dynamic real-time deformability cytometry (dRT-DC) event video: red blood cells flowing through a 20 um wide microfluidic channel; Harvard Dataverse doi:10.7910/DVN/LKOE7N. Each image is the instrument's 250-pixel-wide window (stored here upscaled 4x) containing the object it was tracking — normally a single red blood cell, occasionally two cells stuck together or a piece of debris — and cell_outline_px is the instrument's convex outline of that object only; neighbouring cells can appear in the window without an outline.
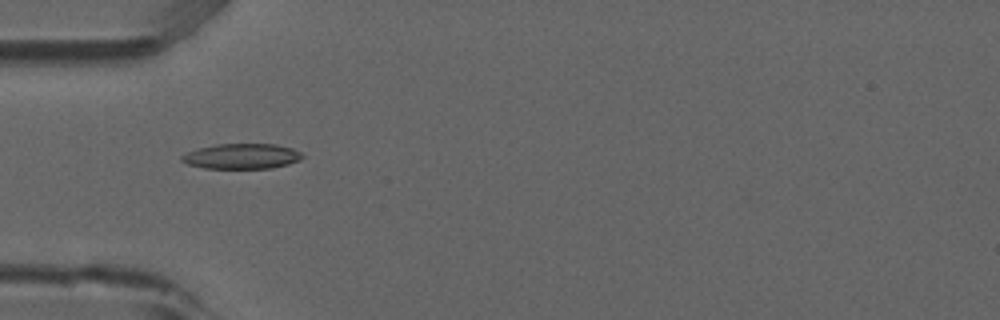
{"species": "common noctule bat (a hibernating species)", "species_latin": "Nyctalus noctula", "temperature_condition": "room temperature", "stored_images_in_passage": 8, "camera_frame_rate_fps": 3000, "um_per_image_px": 0.085, "animal": {"sex": "male", "forearm_length_mm": 52.5}, "frame": {"image": 1, "passage_image": 5, "time_ms": 1.333, "image_size_px": [1000, 320], "cell_outline_px": [[304, 156], [300, 160], [288, 164], [272, 168], [204, 168], [188, 164], [180, 160], [180, 156], [188, 152], [200, 148], [216, 144], [276, 144], [292, 148], [300, 152]], "centroid_in_image_um": [20.56, 13.28], "position_along_channel_um": 64.4, "area_um2": 17.69}}
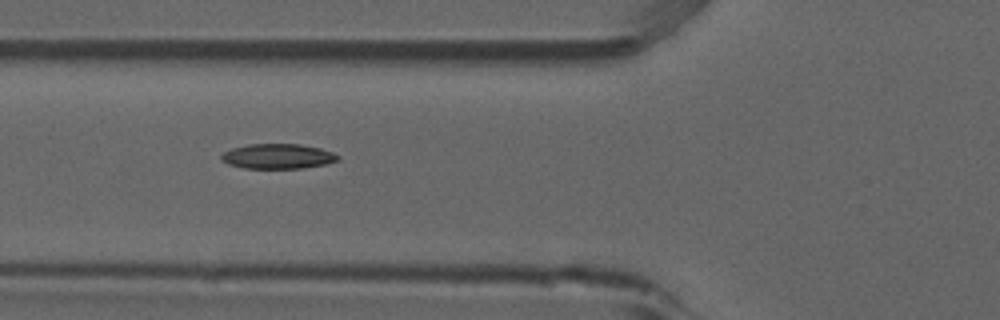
{"frame": {"image": 2, "passage_image": 6, "time_ms": 1.667, "image_size_px": [1000, 320], "cell_outline_px": [[340, 160], [324, 164], [304, 168], [244, 168], [228, 164], [220, 156], [224, 152], [232, 148], [248, 144], [300, 144], [320, 148], [332, 152], [340, 156]], "centroid_in_image_um": [23.64, 13.28], "position_along_channel_um": 102.2, "area_um2": 16.88}}
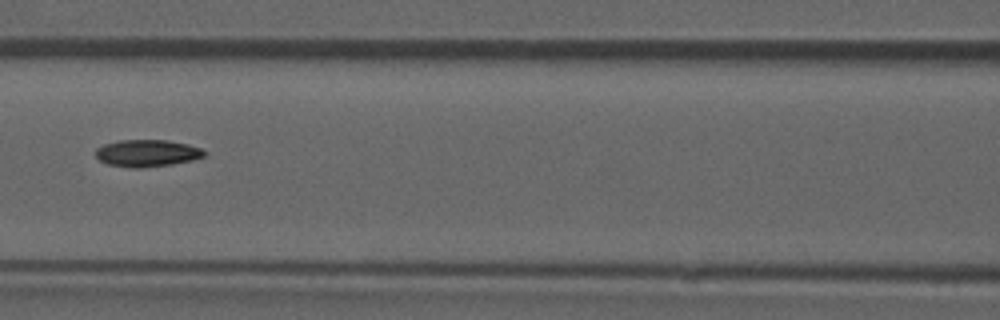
{"frame": {"image": 3, "passage_image": 7, "time_ms": 2.0, "image_size_px": [1000, 320], "cell_outline_px": [[208, 152], [204, 156], [192, 160], [172, 164], [140, 168], [132, 168], [108, 164], [100, 160], [96, 156], [96, 148], [104, 144], [120, 140], [168, 140], [188, 144], [200, 148]], "centroid_in_image_um": [12.52, 13.01], "position_along_channel_um": 154.1, "area_um2": 17.11}}